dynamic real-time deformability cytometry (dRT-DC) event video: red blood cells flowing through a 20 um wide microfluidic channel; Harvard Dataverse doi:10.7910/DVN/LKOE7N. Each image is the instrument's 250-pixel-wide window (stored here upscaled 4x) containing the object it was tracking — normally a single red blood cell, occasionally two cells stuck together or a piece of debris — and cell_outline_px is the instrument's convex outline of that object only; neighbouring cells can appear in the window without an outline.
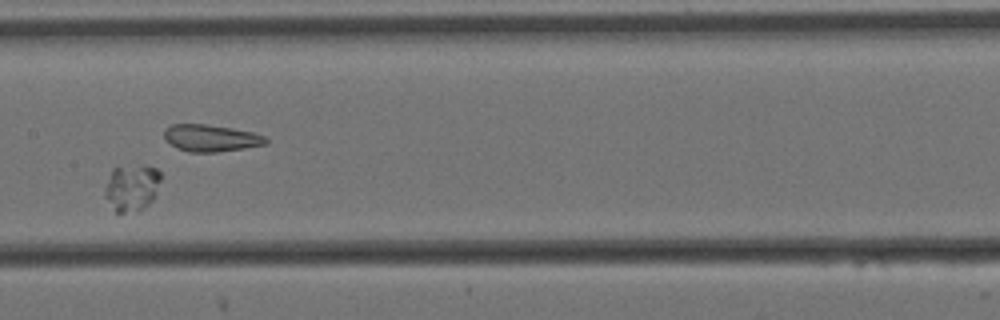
{"species": "Egyptian fruit bat (a non-hibernating species)", "species_latin": "Rousettus aegyptiacus", "temperature_condition": "cold", "stored_images_in_passage": 10, "camera_frame_rate_fps": 3000, "um_per_image_px": 0.085, "animal": {"sex": "female"}, "frame": {"image": 1, "passage_image": 7, "time_ms": 2.0, "image_size_px": [1000, 320], "cell_outline_px": [[160, 180], [152, 200], [144, 208], [116, 216], [104, 196], [108, 180], [112, 168], [156, 168], [160, 172]], "centroid_in_image_um": [11.15, 16.05], "position_along_channel_um": 196.2, "area_um2": 14.74}}